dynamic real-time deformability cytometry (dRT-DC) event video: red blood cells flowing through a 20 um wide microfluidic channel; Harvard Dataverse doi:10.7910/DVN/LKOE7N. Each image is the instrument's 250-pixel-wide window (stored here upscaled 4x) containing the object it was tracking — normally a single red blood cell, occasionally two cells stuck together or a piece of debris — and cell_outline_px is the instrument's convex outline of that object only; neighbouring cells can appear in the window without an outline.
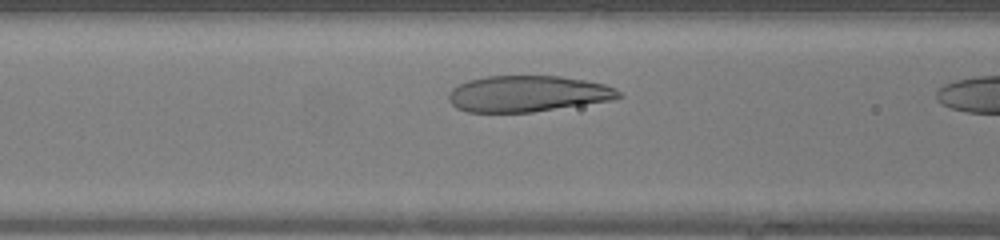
{"species": "human", "species_latin": "Homo sapiens", "temperature_condition": "warm", "stored_images_in_passage": 8, "camera_frame_rate_fps": 3000, "um_per_image_px": 0.085, "donor": {"sex": "female"}, "frame": {"image": 1, "passage_image": 6, "time_ms": 1.667, "image_size_px": [1000, 240], "cell_outline_px": [[624, 96], [612, 100], [532, 112], [468, 112], [456, 108], [448, 100], [448, 92], [452, 88], [468, 80], [484, 76], [560, 76], [584, 80], [604, 84], [620, 92]], "centroid_in_image_um": [44.81, 7.97], "position_along_channel_um": 121.8, "area_um2": 35.78}}